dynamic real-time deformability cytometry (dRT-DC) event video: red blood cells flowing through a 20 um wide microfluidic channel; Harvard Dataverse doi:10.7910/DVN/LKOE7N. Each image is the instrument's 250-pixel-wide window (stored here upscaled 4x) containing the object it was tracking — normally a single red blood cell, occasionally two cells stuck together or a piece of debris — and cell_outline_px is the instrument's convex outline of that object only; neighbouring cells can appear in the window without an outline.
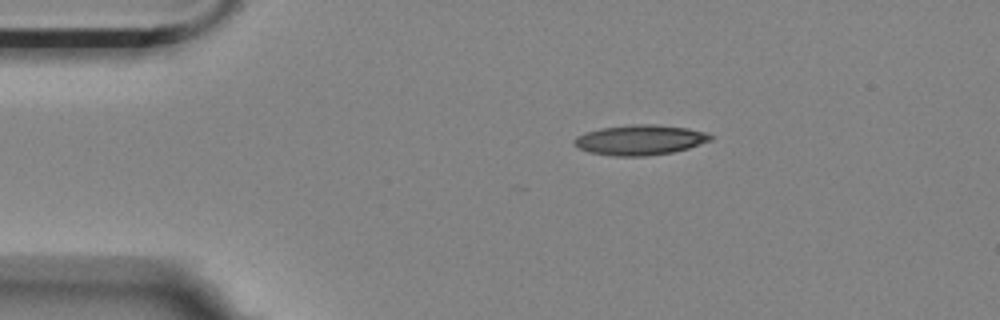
{"species": "Egyptian fruit bat (a non-hibernating species)", "species_latin": "Rousettus aegyptiacus", "temperature_condition": "room temperature", "stored_images_in_passage": 5, "camera_frame_rate_fps": 3000, "um_per_image_px": 0.085, "animal": {"sex": "female"}, "frame": {"image": 1, "passage_image": 1, "time_ms": 0.0, "image_size_px": [1000, 320], "cell_outline_px": [[712, 140], [688, 148], [672, 152], [644, 156], [612, 156], [588, 152], [572, 144], [572, 140], [576, 136], [584, 132], [600, 128], [632, 124], [652, 124], [688, 128], [708, 132], [712, 136]], "centroid_in_image_um": [54.37, 11.89], "position_along_channel_um": 30.6, "area_um2": 24.1}}
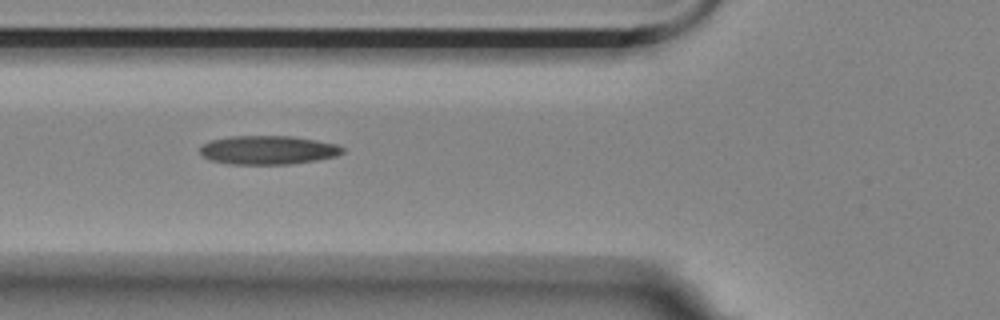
{"frame": {"image": 2, "passage_image": 4, "time_ms": 1.0, "image_size_px": [1000, 320], "cell_outline_px": [[344, 152], [336, 156], [316, 160], [288, 164], [228, 164], [208, 160], [200, 156], [200, 148], [208, 140], [228, 136], [292, 136], [316, 140], [336, 144], [344, 148]], "centroid_in_image_um": [22.72, 12.75], "position_along_channel_um": 103.1, "area_um2": 24.1}}
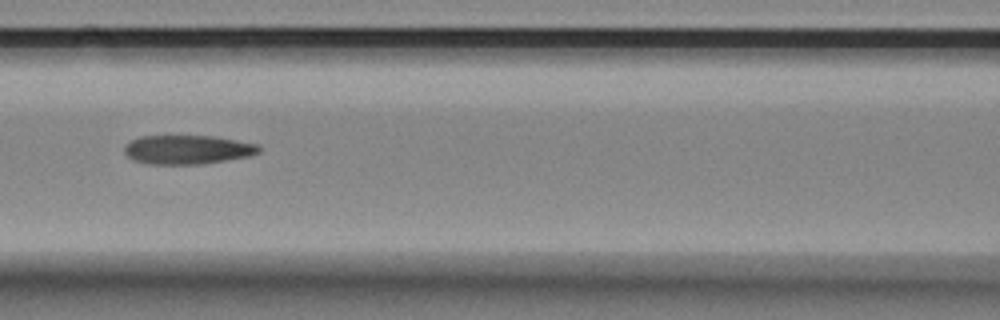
{"frame": {"image": 3, "passage_image": 5, "time_ms": 1.333, "image_size_px": [1000, 320], "cell_outline_px": [[260, 152], [248, 156], [200, 164], [148, 164], [132, 160], [124, 152], [124, 144], [140, 136], [216, 136], [256, 144], [260, 148]], "centroid_in_image_um": [15.89, 12.71], "position_along_channel_um": 150.7, "area_um2": 22.66}}